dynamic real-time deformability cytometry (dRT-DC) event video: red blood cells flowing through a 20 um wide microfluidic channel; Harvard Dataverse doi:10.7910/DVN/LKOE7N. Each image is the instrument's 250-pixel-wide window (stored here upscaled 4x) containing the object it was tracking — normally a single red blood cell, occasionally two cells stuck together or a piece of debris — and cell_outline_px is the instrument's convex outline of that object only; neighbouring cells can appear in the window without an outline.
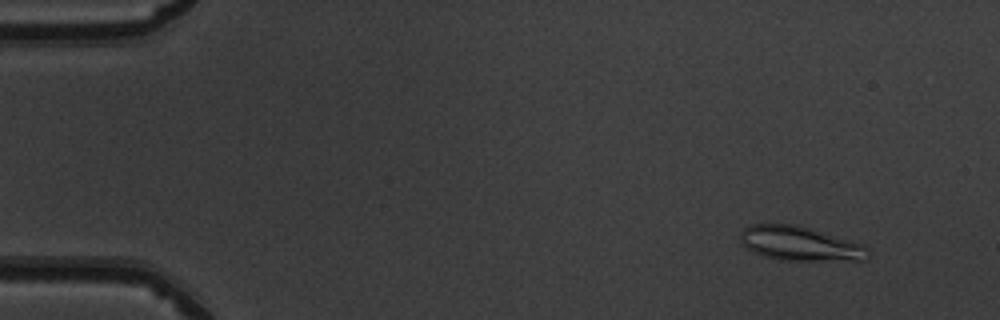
{"species": "common noctule bat (a hibernating species)", "species_latin": "Nyctalus noctula", "temperature_condition": "warm", "stored_images_in_passage": 51, "camera_frame_rate_fps": 3000, "um_per_image_px": 0.085, "animal": {"sex": "male", "body_mass_g": 19.5, "forearm_length_mm": 54.6}, "frame": {"image": 1, "passage_image": 5, "time_ms": 1.333, "image_size_px": [1000, 320], "cell_outline_px": [[868, 256], [864, 260], [780, 260], [764, 256], [748, 248], [740, 240], [740, 232], [744, 228], [752, 224], [788, 224], [868, 244]], "centroid_in_image_um": [68.03, 20.72], "position_along_channel_um": 17.0, "area_um2": 25.09}}
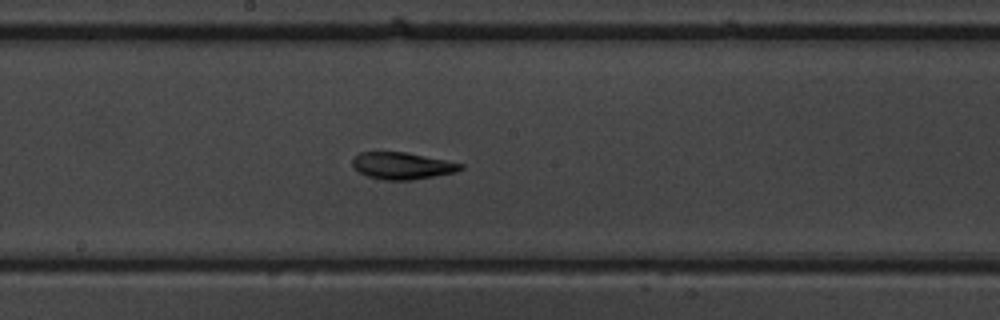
{"frame": {"image": 2, "passage_image": 28, "time_ms": 9.0, "image_size_px": [1000, 320], "cell_outline_px": [[464, 168], [456, 172], [412, 180], [384, 180], [368, 176], [352, 168], [352, 160], [360, 152], [408, 152], [464, 164]], "centroid_in_image_um": [34.19, 14.09], "position_along_channel_um": 214.0, "area_um2": 16.99}}
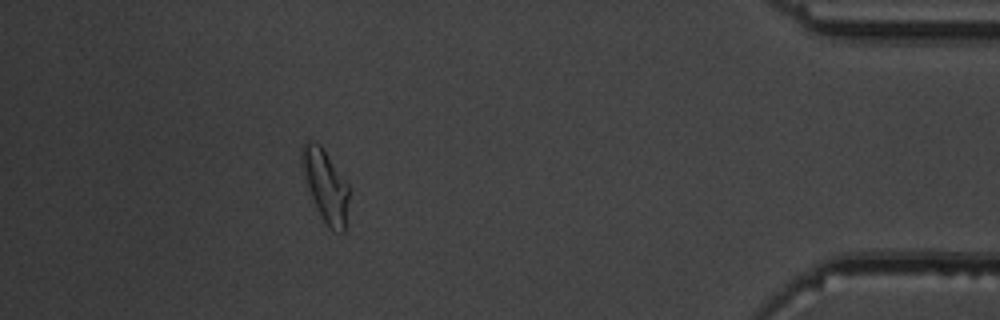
{"frame": {"image": 3, "passage_image": 46, "time_ms": 15.0, "image_size_px": [1000, 320], "cell_outline_px": [[348, 196], [344, 232], [332, 232], [316, 208], [312, 200], [300, 160], [300, 148], [304, 140], [312, 140], [320, 144], [348, 184]], "centroid_in_image_um": [27.63, 15.73], "position_along_channel_um": 407.6, "area_um2": 19.59}, "authors_computed_cell_mechanics": {"area_um2": 17.918, "velocity_mm_per_s": 4.0196, "shape_relaxation_time_tau1_ms": 5.2117, "shape_relaxation_time_tau2_ms": 2.6147, "deformation_change_tau1": 0.1469, "deformation_change_tau2": 0.1015}}